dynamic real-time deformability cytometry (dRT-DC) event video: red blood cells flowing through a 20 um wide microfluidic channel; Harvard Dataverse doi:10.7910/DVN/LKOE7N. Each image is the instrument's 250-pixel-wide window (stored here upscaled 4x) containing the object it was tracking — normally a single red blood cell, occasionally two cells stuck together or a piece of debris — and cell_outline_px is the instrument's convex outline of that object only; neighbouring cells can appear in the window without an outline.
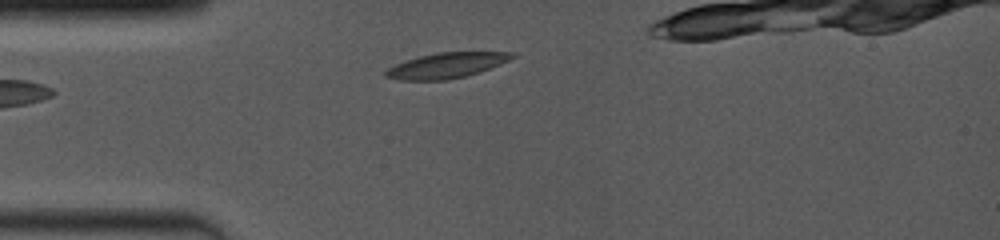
{"species": "common noctule bat (a hibernating species)", "species_latin": "Nyctalus noctula", "temperature_condition": "room temperature", "stored_images_in_passage": 30, "camera_frame_rate_fps": 4000, "um_per_image_px": 0.085, "animal": {"sex": "female", "body_mass_g": 19.0, "forearm_length_mm": 53.3}, "frame": {"image": 1, "passage_image": 15, "time_ms": 1.75, "image_size_px": [1000, 240], "cell_outline_px": [[516, 56], [500, 64], [480, 72], [448, 80], [400, 80], [384, 76], [384, 72], [388, 68], [396, 64], [420, 56], [436, 52], [516, 52]], "centroid_in_image_um": [37.96, 5.56], "position_along_channel_um": 47.0, "area_um2": 18.55}}
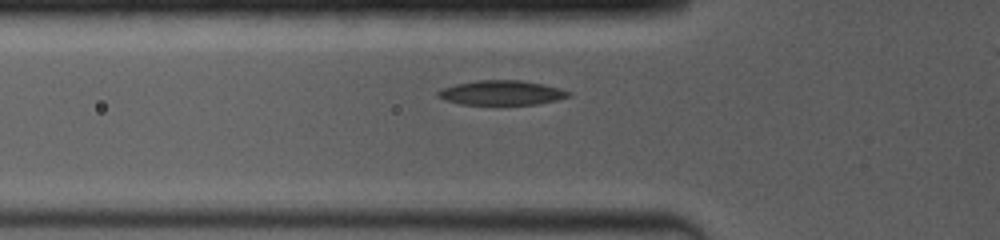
{"frame": {"image": 2, "passage_image": 25, "time_ms": 3.0, "image_size_px": [1000, 240], "cell_outline_px": [[572, 96], [540, 104], [460, 104], [444, 100], [436, 96], [436, 92], [440, 88], [456, 84], [476, 80], [520, 80], [544, 84], [560, 88], [572, 92]], "centroid_in_image_um": [42.63, 7.88], "position_along_channel_um": 83.2, "area_um2": 18.9}}